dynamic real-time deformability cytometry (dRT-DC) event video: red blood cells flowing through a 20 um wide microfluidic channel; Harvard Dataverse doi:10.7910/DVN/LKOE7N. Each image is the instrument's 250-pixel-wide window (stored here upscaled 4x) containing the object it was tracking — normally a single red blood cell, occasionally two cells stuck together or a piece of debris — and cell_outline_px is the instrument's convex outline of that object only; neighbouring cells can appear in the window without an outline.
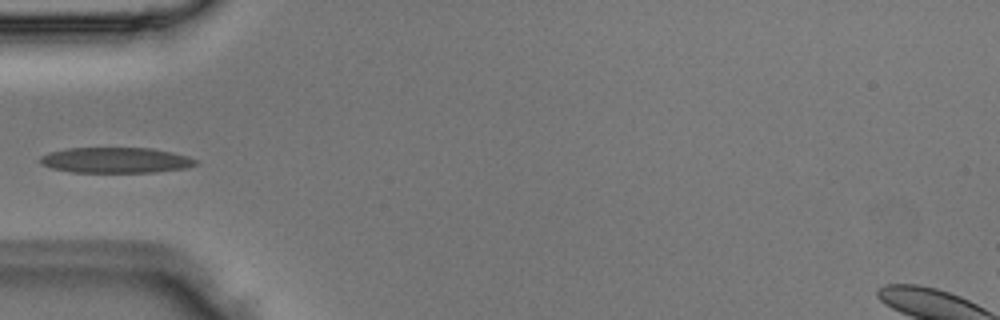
{"species": "Egyptian fruit bat (a non-hibernating species)", "species_latin": "Rousettus aegyptiacus", "temperature_condition": "room temperature", "stored_images_in_passage": 3, "camera_frame_rate_fps": 3000, "um_per_image_px": 0.085, "animal": {"sex": "male"}, "frame": {"image": 1, "passage_image": 3, "time_ms": 0.667, "image_size_px": [1000, 320], "cell_outline_px": [[196, 164], [184, 168], [156, 172], [72, 172], [52, 168], [40, 164], [40, 156], [48, 152], [68, 148], [152, 148], [172, 152], [188, 156], [196, 160]], "centroid_in_image_um": [9.8, 13.61], "position_along_channel_um": 75.2, "area_um2": 23.12}}